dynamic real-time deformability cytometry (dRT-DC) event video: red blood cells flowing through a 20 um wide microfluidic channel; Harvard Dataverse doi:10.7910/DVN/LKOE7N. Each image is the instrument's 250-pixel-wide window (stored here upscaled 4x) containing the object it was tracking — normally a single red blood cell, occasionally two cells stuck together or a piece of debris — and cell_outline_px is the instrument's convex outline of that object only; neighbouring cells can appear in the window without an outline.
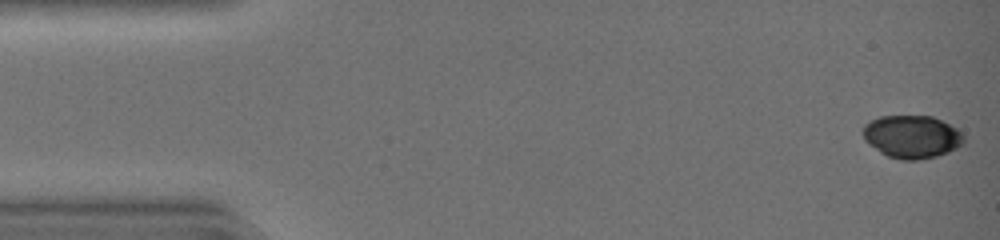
{"species": "common noctule bat (a hibernating species)", "species_latin": "Nyctalus noctula", "temperature_condition": "warm", "stored_images_in_passage": 40, "camera_frame_rate_fps": 3000, "um_per_image_px": 0.085, "animal": {"sex": "female", "body_mass_g": 19.0, "forearm_length_mm": 51.5}, "frame": {"image": 1, "passage_image": 1, "time_ms": 0.0, "image_size_px": [1000, 240], "cell_outline_px": [[964, 144], [948, 152], [936, 156], [920, 160], [900, 160], [888, 156], [880, 152], [864, 140], [864, 124], [880, 116], [932, 116], [956, 128], [964, 136]], "centroid_in_image_um": [77.52, 11.63], "position_along_channel_um": 7.5, "area_um2": 25.09}}
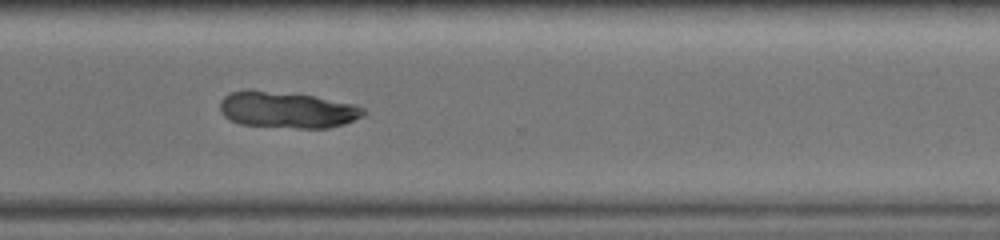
{"frame": {"image": 2, "passage_image": 33, "time_ms": 10.667, "image_size_px": [1000, 240], "cell_outline_px": [[368, 112], [364, 116], [344, 124], [328, 128], [296, 128], [240, 124], [228, 120], [220, 112], [220, 100], [228, 92], [244, 88], [252, 88], [312, 96], [356, 104], [364, 108]], "centroid_in_image_um": [24.37, 9.32], "position_along_channel_um": 346.2, "area_um2": 31.04}}
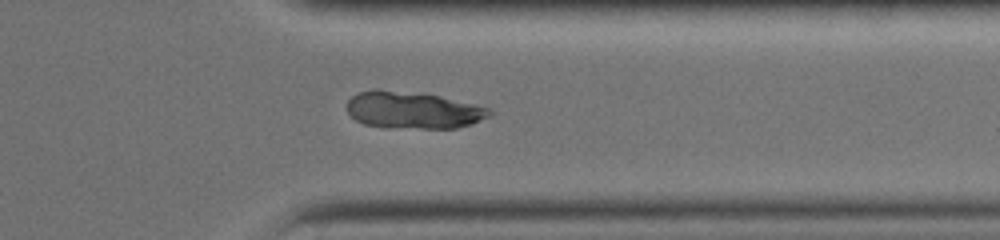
{"frame": {"image": 3, "passage_image": 35, "time_ms": 11.333, "image_size_px": [1000, 240], "cell_outline_px": [[492, 116], [472, 124], [456, 128], [420, 128], [364, 124], [356, 120], [348, 112], [348, 100], [356, 92], [372, 88], [376, 88], [424, 92], [476, 104], [488, 108], [492, 112]], "centroid_in_image_um": [35.14, 9.31], "position_along_channel_um": 376.3, "area_um2": 31.04}}